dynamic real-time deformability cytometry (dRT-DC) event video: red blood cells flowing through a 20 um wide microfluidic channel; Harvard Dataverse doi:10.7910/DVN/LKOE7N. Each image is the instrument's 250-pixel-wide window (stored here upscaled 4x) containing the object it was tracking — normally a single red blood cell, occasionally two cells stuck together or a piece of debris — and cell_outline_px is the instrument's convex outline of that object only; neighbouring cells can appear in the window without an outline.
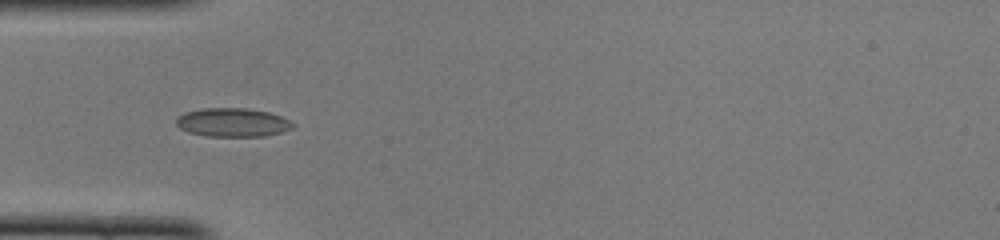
{"species": "common noctule bat (a hibernating species)", "species_latin": "Nyctalus noctula", "temperature_condition": "cold", "stored_images_in_passage": 35, "camera_frame_rate_fps": 3000, "um_per_image_px": 0.085, "animal": {"sex": "female", "body_mass_g": 22.0, "forearm_length_mm": 56.7}, "frame": {"image": 1, "passage_image": 1, "time_ms": 0.0, "image_size_px": [1000, 240], "cell_outline_px": [[296, 124], [292, 128], [280, 132], [264, 136], [208, 136], [188, 132], [180, 128], [176, 124], [176, 116], [184, 112], [200, 108], [244, 108], [268, 112], [280, 116]], "centroid_in_image_um": [19.73, 10.4], "position_along_channel_um": 65.3, "area_um2": 19.48}}
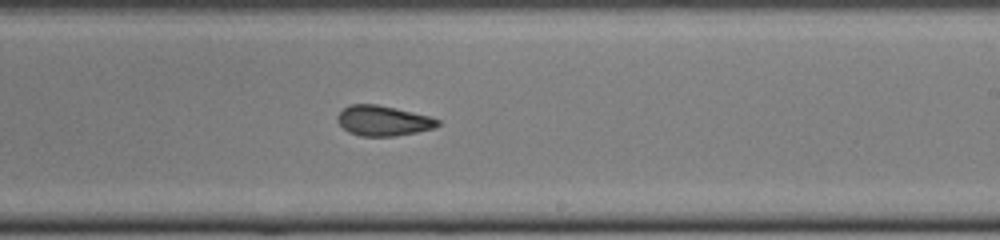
{"frame": {"image": 2, "passage_image": 15, "time_ms": 4.667, "image_size_px": [1000, 240], "cell_outline_px": [[440, 124], [436, 128], [396, 136], [360, 136], [348, 132], [336, 120], [336, 116], [348, 104], [376, 104], [396, 108], [428, 116], [440, 120]], "centroid_in_image_um": [32.56, 10.26], "position_along_channel_um": 256.4, "area_um2": 17.69}}
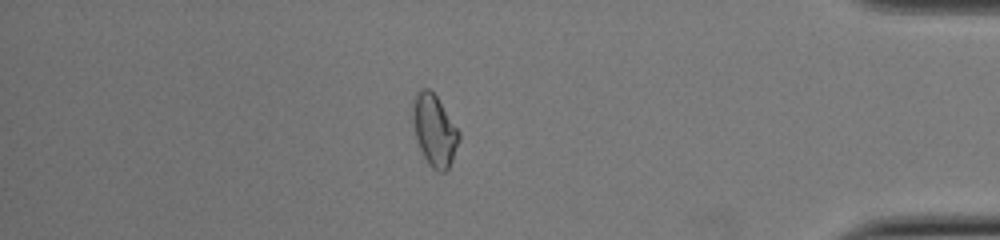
{"frame": {"image": 3, "passage_image": 28, "time_ms": 9.0, "image_size_px": [1000, 240], "cell_outline_px": [[460, 140], [452, 160], [448, 168], [444, 172], [436, 172], [428, 164], [420, 148], [416, 136], [412, 116], [412, 104], [420, 88], [428, 88], [436, 96], [460, 132]], "centroid_in_image_um": [36.93, 11.09], "position_along_channel_um": 398.3, "area_um2": 19.02}, "authors_computed_cell_mechanics": {"area_um2": 18.6116, "velocity_mm_per_s": 4.1073, "shape_relaxation_time_tau1_ms": 6.1929, "shape_relaxation_time_tau2_ms": 3.5029, "deformation_change_tau1": 0.1234, "deformation_change_tau2": 0.0846}}